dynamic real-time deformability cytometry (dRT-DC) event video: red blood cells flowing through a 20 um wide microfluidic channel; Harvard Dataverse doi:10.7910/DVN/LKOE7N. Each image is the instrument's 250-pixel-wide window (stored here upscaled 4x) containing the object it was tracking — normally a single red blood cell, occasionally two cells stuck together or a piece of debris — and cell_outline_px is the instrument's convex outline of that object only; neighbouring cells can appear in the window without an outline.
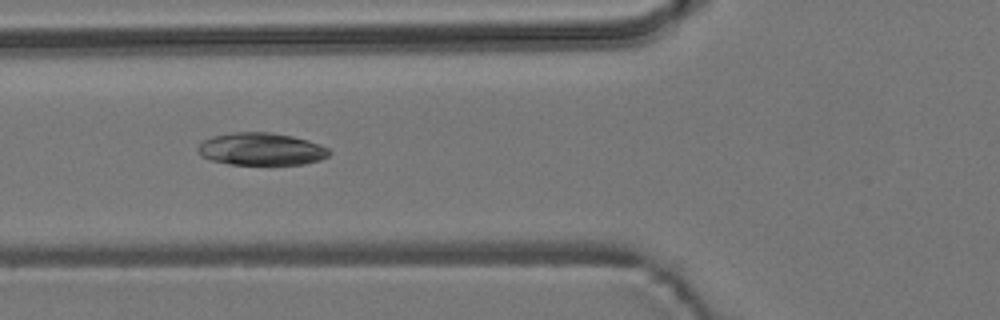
{"species": "common noctule bat (a hibernating species)", "species_latin": "Nyctalus noctula", "temperature_condition": "room temperature", "stored_images_in_passage": 4, "camera_frame_rate_fps": 3000, "um_per_image_px": 0.085, "animal": {"sex": "male", "body_mass_g": 19.2, "forearm_length_mm": 51.8}, "frame": {"image": 1, "passage_image": 2, "time_ms": 1.0, "image_size_px": [1000, 320], "cell_outline_px": [[332, 152], [328, 156], [320, 160], [304, 164], [228, 164], [212, 160], [200, 156], [196, 148], [204, 140], [212, 136], [232, 132], [272, 132], [292, 136], [308, 140], [320, 144], [328, 148]], "centroid_in_image_um": [22.21, 12.66], "position_along_channel_um": 103.6, "area_um2": 24.97}}
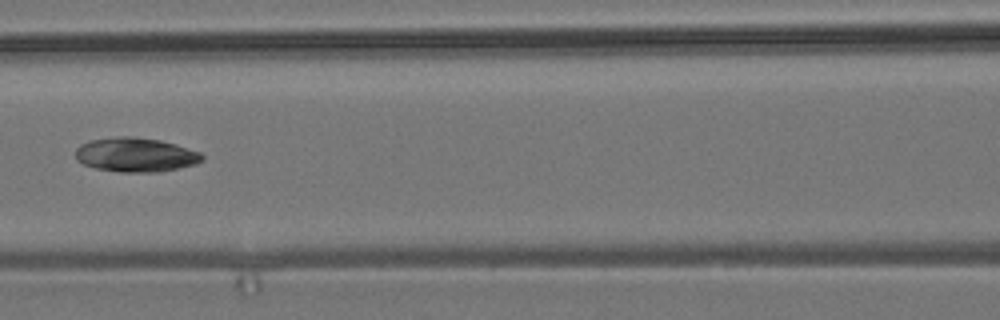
{"frame": {"image": 2, "passage_image": 3, "time_ms": 2.333, "image_size_px": [1000, 320], "cell_outline_px": [[204, 160], [196, 164], [160, 172], [120, 172], [96, 168], [84, 164], [76, 160], [76, 148], [80, 144], [92, 140], [120, 136], [136, 136], [160, 140], [176, 144], [200, 152], [204, 156]], "centroid_in_image_um": [11.55, 13.15], "position_along_channel_um": 155.0, "area_um2": 25.37}}
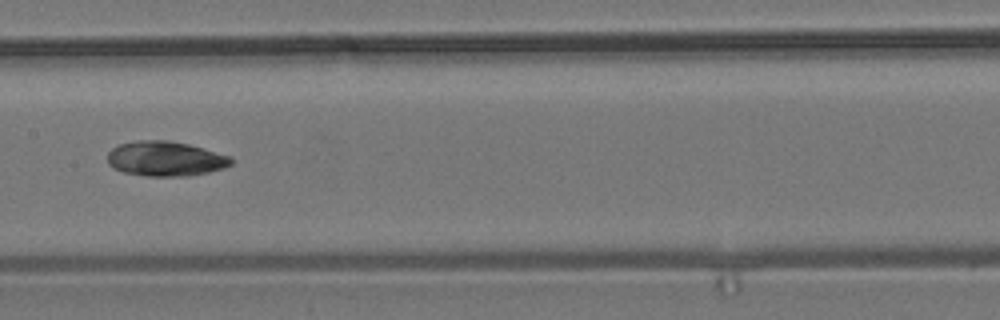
{"frame": {"image": 3, "passage_image": 4, "time_ms": 3.333, "image_size_px": [1000, 320], "cell_outline_px": [[232, 164], [224, 168], [208, 172], [188, 176], [148, 176], [124, 172], [112, 168], [108, 164], [108, 152], [112, 148], [120, 144], [136, 140], [168, 140], [188, 144], [204, 148], [232, 156]], "centroid_in_image_um": [14.07, 13.49], "position_along_channel_um": 193.3, "area_um2": 25.26}}